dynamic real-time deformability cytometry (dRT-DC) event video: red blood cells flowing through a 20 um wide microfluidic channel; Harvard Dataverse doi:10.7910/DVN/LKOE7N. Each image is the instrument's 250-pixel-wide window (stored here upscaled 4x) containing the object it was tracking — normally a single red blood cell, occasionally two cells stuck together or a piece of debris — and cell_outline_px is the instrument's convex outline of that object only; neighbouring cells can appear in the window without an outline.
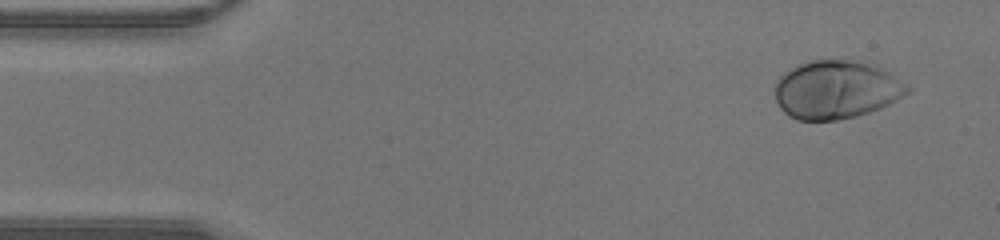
{"species": "human", "species_latin": "Homo sapiens", "temperature_condition": "warm", "stored_images_in_passage": 42, "camera_frame_rate_fps": 3000, "um_per_image_px": 0.085, "donor": {"sex": "male"}, "frame": {"image": 1, "passage_image": 3, "time_ms": 0.667, "image_size_px": [1000, 240], "cell_outline_px": [[912, 92], [880, 108], [856, 116], [836, 120], [796, 120], [788, 116], [780, 108], [776, 100], [776, 80], [784, 72], [800, 64], [812, 60], [844, 60], [864, 64], [880, 68], [888, 72], [908, 84], [912, 88]], "centroid_in_image_um": [71.08, 7.65], "position_along_channel_um": 13.9, "area_um2": 44.68}}
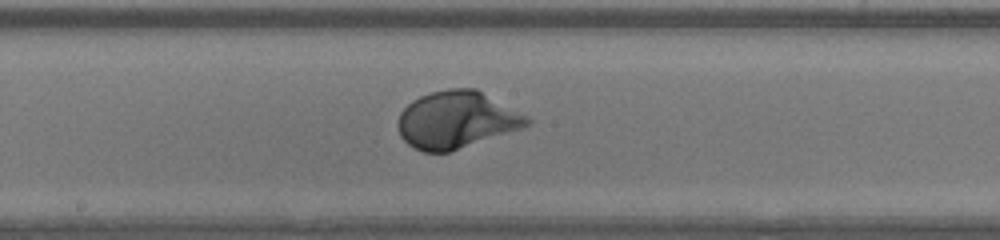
{"frame": {"image": 2, "passage_image": 22, "time_ms": 7.0, "image_size_px": [1000, 240], "cell_outline_px": [[532, 120], [524, 128], [448, 152], [424, 152], [408, 144], [400, 136], [396, 124], [400, 112], [412, 100], [420, 96], [432, 92], [448, 88], [476, 88], [528, 116]], "centroid_in_image_um": [38.8, 10.18], "position_along_channel_um": 209.4, "area_um2": 43.0}}
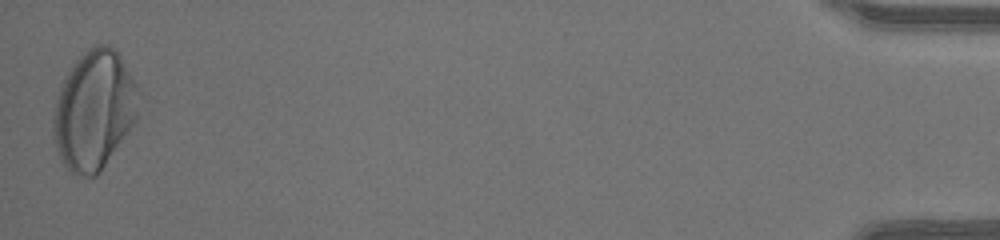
{"frame": {"image": 3, "passage_image": 42, "time_ms": 13.667, "image_size_px": [1000, 240], "cell_outline_px": [[140, 92], [136, 120], [100, 172], [96, 176], [84, 176], [72, 172], [60, 160], [56, 148], [52, 132], [52, 116], [60, 84], [72, 64], [88, 48], [96, 44], [108, 44], [120, 56]], "centroid_in_image_um": [7.97, 9.36], "position_along_channel_um": 427.2, "area_um2": 59.13}}